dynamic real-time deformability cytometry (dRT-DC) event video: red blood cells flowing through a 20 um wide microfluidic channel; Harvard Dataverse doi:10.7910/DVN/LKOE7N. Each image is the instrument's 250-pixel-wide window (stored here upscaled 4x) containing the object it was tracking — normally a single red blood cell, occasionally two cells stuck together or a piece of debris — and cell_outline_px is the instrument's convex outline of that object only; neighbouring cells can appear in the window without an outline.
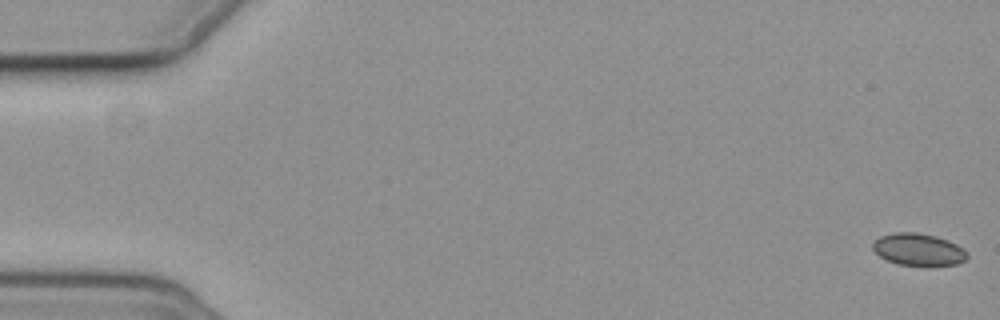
{"species": "common noctule bat (a hibernating species)", "species_latin": "Nyctalus noctula", "temperature_condition": "cold", "stored_images_in_passage": 28, "camera_frame_rate_fps": 3000, "um_per_image_px": 0.085, "animal": {"sex": "female", "body_mass_g": 19.3, "forearm_length_mm": 54.1}, "frame": {"image": 1, "passage_image": 1, "time_ms": 0.0, "image_size_px": [1000, 320], "cell_outline_px": [[968, 256], [964, 260], [956, 264], [928, 268], [896, 264], [880, 256], [872, 248], [872, 244], [880, 236], [896, 232], [916, 232], [936, 236], [948, 240], [964, 248], [968, 252]], "centroid_in_image_um": [78.1, 21.24], "position_along_channel_um": 6.9, "area_um2": 18.21}}
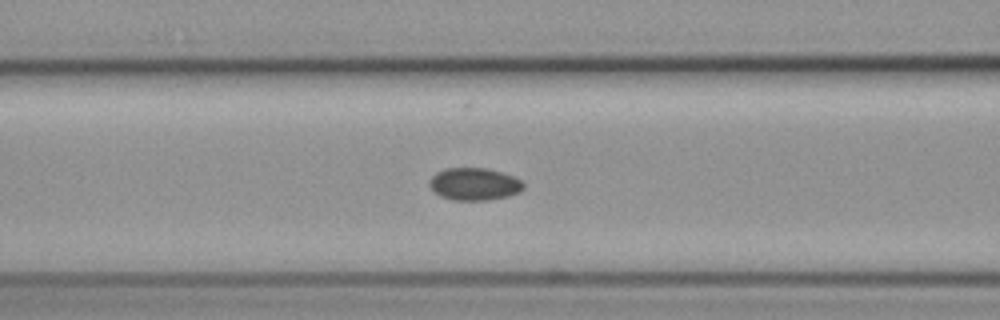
{"frame": {"image": 2, "passage_image": 24, "time_ms": 7.667, "image_size_px": [1000, 320], "cell_outline_px": [[524, 188], [520, 192], [508, 196], [488, 200], [452, 200], [440, 196], [432, 192], [428, 184], [428, 180], [436, 172], [444, 168], [488, 168], [512, 176], [520, 180], [524, 184]], "centroid_in_image_um": [40.26, 15.65], "position_along_channel_um": 126.3, "area_um2": 17.98}}
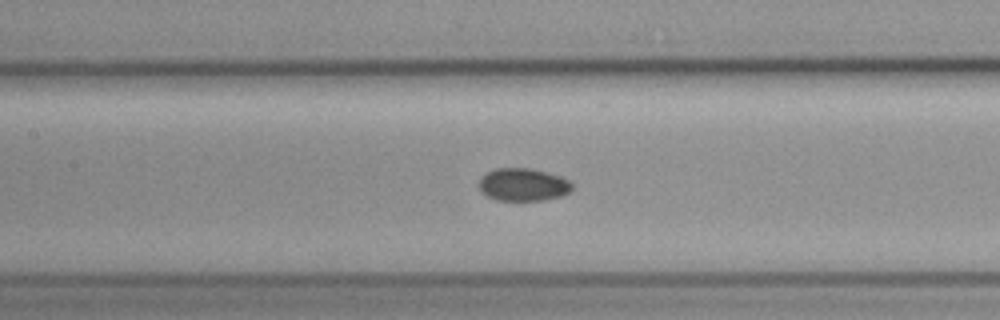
{"frame": {"image": 3, "passage_image": 27, "time_ms": 8.667, "image_size_px": [1000, 320], "cell_outline_px": [[572, 188], [568, 192], [560, 196], [544, 200], [496, 200], [488, 196], [480, 188], [480, 180], [488, 172], [496, 168], [532, 168], [560, 176], [568, 180], [572, 184]], "centroid_in_image_um": [44.49, 15.69], "position_along_channel_um": 162.9, "area_um2": 17.46}}